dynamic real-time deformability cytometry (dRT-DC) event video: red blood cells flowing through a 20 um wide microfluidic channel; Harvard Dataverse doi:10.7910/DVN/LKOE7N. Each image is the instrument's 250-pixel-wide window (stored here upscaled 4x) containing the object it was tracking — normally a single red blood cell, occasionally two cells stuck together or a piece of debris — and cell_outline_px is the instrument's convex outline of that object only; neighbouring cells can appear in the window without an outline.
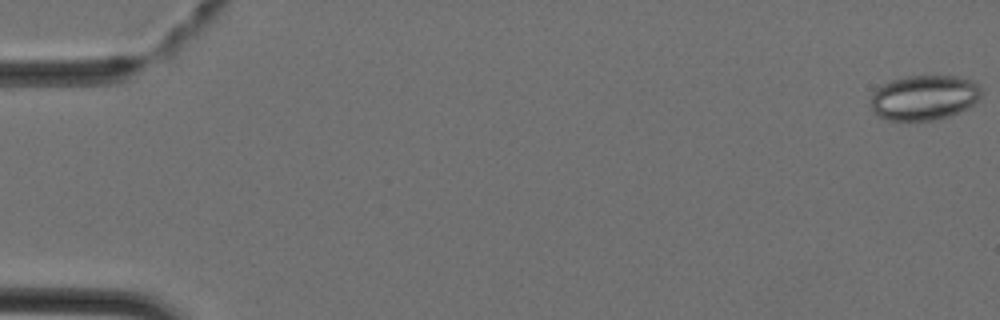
{"species": "Egyptian fruit bat (a non-hibernating species)", "species_latin": "Rousettus aegyptiacus", "temperature_condition": "cold", "stored_images_in_passage": 42, "camera_frame_rate_fps": 3000, "um_per_image_px": 0.085, "animal": {"sex": "female"}, "frame": {"image": 1, "passage_image": 1, "time_ms": 0.0, "image_size_px": [1000, 320], "cell_outline_px": [[984, 88], [980, 100], [968, 108], [960, 112], [948, 116], [932, 120], [888, 120], [880, 116], [868, 104], [872, 92], [876, 88], [892, 80], [908, 76], [956, 76], [972, 80]], "centroid_in_image_um": [78.59, 8.28], "position_along_channel_um": 6.4, "area_um2": 29.3}}
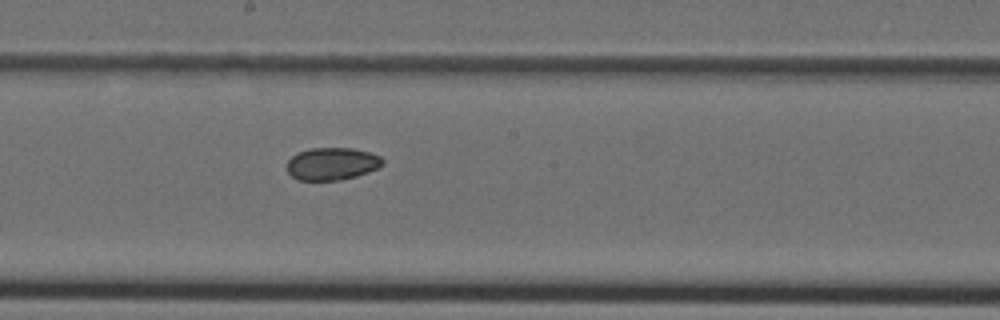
{"frame": {"image": 2, "passage_image": 25, "time_ms": 8.0, "image_size_px": [1000, 320], "cell_outline_px": [[384, 164], [368, 172], [356, 176], [340, 180], [296, 180], [288, 172], [288, 160], [292, 156], [300, 152], [312, 148], [352, 148], [368, 152], [380, 156], [384, 160]], "centroid_in_image_um": [28.23, 13.92], "position_along_channel_um": 220.0, "area_um2": 17.98}}
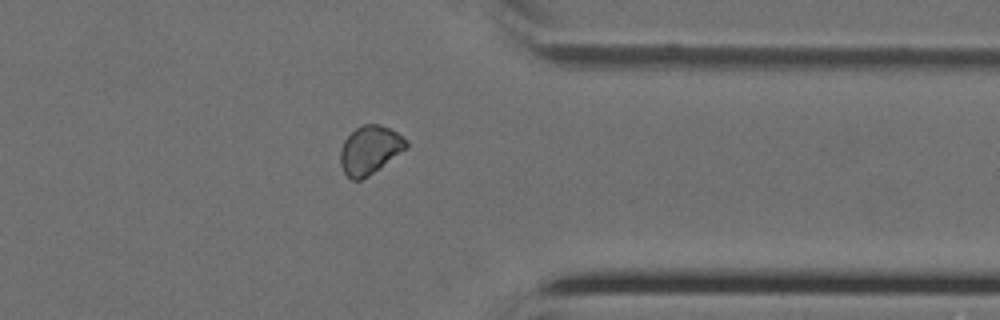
{"frame": {"image": 3, "passage_image": 36, "time_ms": 11.667, "image_size_px": [1000, 320], "cell_outline_px": [[408, 144], [404, 148], [368, 176], [360, 180], [352, 180], [344, 172], [340, 164], [340, 148], [344, 140], [356, 128], [364, 124], [380, 124], [396, 132], [408, 140]], "centroid_in_image_um": [31.38, 12.73], "position_along_channel_um": 380.0, "area_um2": 18.09}}